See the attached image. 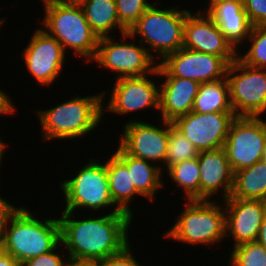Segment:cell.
I'll list each match as a JSON object with an SVG mask.
<instances>
[{
    "instance_id": "6da1fadb",
    "label": "cell",
    "mask_w": 266,
    "mask_h": 266,
    "mask_svg": "<svg viewBox=\"0 0 266 266\" xmlns=\"http://www.w3.org/2000/svg\"><path fill=\"white\" fill-rule=\"evenodd\" d=\"M76 213L61 211L58 215L60 240L68 258L100 261L120 252L130 243L129 227H132L133 218L128 214L95 213V216L89 212L90 215L86 213L81 217L79 212V215Z\"/></svg>"
},
{
    "instance_id": "7a4b0ae2",
    "label": "cell",
    "mask_w": 266,
    "mask_h": 266,
    "mask_svg": "<svg viewBox=\"0 0 266 266\" xmlns=\"http://www.w3.org/2000/svg\"><path fill=\"white\" fill-rule=\"evenodd\" d=\"M102 89L97 94L66 99L61 104L45 109L36 110V118L40 122L43 142L52 140H68L88 137L93 134L103 122ZM100 125V126H99ZM93 132V133H92Z\"/></svg>"
},
{
    "instance_id": "3957f363",
    "label": "cell",
    "mask_w": 266,
    "mask_h": 266,
    "mask_svg": "<svg viewBox=\"0 0 266 266\" xmlns=\"http://www.w3.org/2000/svg\"><path fill=\"white\" fill-rule=\"evenodd\" d=\"M46 218L20 205L0 235V248L21 264L50 252L61 242L60 221L58 216Z\"/></svg>"
},
{
    "instance_id": "277c9868",
    "label": "cell",
    "mask_w": 266,
    "mask_h": 266,
    "mask_svg": "<svg viewBox=\"0 0 266 266\" xmlns=\"http://www.w3.org/2000/svg\"><path fill=\"white\" fill-rule=\"evenodd\" d=\"M41 1V0H40ZM43 16L39 23L50 36L57 39L64 51L70 50L85 63L97 52L98 36L91 30L79 3L64 0H42Z\"/></svg>"
},
{
    "instance_id": "5b68a950",
    "label": "cell",
    "mask_w": 266,
    "mask_h": 266,
    "mask_svg": "<svg viewBox=\"0 0 266 266\" xmlns=\"http://www.w3.org/2000/svg\"><path fill=\"white\" fill-rule=\"evenodd\" d=\"M222 203V204H221ZM169 230L162 234L165 239L191 246H211L214 249L226 239V214L223 201L184 200ZM225 239V240H224ZM219 243V244H218Z\"/></svg>"
},
{
    "instance_id": "8992f818",
    "label": "cell",
    "mask_w": 266,
    "mask_h": 266,
    "mask_svg": "<svg viewBox=\"0 0 266 266\" xmlns=\"http://www.w3.org/2000/svg\"><path fill=\"white\" fill-rule=\"evenodd\" d=\"M160 2V0L156 2L153 0V3L128 31L131 36L137 37L139 42L145 44L149 54L158 63L168 54L183 47L184 23L187 12L190 10V7L182 9L178 4L162 8Z\"/></svg>"
},
{
    "instance_id": "52a82bcc",
    "label": "cell",
    "mask_w": 266,
    "mask_h": 266,
    "mask_svg": "<svg viewBox=\"0 0 266 266\" xmlns=\"http://www.w3.org/2000/svg\"><path fill=\"white\" fill-rule=\"evenodd\" d=\"M101 158H86L87 162L74 171V176L71 174V178L59 183L65 203L62 211L105 213L107 209V213L121 212L112 201L103 154Z\"/></svg>"
},
{
    "instance_id": "ba28073f",
    "label": "cell",
    "mask_w": 266,
    "mask_h": 266,
    "mask_svg": "<svg viewBox=\"0 0 266 266\" xmlns=\"http://www.w3.org/2000/svg\"><path fill=\"white\" fill-rule=\"evenodd\" d=\"M114 36L116 35L99 38L92 64L95 62L100 68L103 67V70L115 73L114 79L144 76L157 69L158 62L149 54L145 46L130 33L118 36V38L121 37L119 41L116 37L114 39ZM131 39L132 41H130Z\"/></svg>"
},
{
    "instance_id": "9c48e42d",
    "label": "cell",
    "mask_w": 266,
    "mask_h": 266,
    "mask_svg": "<svg viewBox=\"0 0 266 266\" xmlns=\"http://www.w3.org/2000/svg\"><path fill=\"white\" fill-rule=\"evenodd\" d=\"M155 76V77H153ZM158 69L144 76L121 77L114 79L111 92L102 91L103 94V120L104 113L118 114L120 117L130 114H140L142 111L156 110L159 113V83ZM150 77V78H149ZM155 78V80H154ZM108 92V93H106ZM110 94L107 104L106 95ZM140 111V113H139Z\"/></svg>"
},
{
    "instance_id": "30bf717a",
    "label": "cell",
    "mask_w": 266,
    "mask_h": 266,
    "mask_svg": "<svg viewBox=\"0 0 266 266\" xmlns=\"http://www.w3.org/2000/svg\"><path fill=\"white\" fill-rule=\"evenodd\" d=\"M226 79L236 116L265 117L266 69L247 66L237 58L229 65Z\"/></svg>"
},
{
    "instance_id": "8fae6325",
    "label": "cell",
    "mask_w": 266,
    "mask_h": 266,
    "mask_svg": "<svg viewBox=\"0 0 266 266\" xmlns=\"http://www.w3.org/2000/svg\"><path fill=\"white\" fill-rule=\"evenodd\" d=\"M265 119L236 116L232 121L223 149L234 173L262 160L266 146Z\"/></svg>"
},
{
    "instance_id": "7c38bea8",
    "label": "cell",
    "mask_w": 266,
    "mask_h": 266,
    "mask_svg": "<svg viewBox=\"0 0 266 266\" xmlns=\"http://www.w3.org/2000/svg\"><path fill=\"white\" fill-rule=\"evenodd\" d=\"M161 120V121H160ZM161 123H151L136 117L123 124V132L116 142L126 154L147 160L164 172V161L168 149L169 121L159 118Z\"/></svg>"
},
{
    "instance_id": "4fadbf2b",
    "label": "cell",
    "mask_w": 266,
    "mask_h": 266,
    "mask_svg": "<svg viewBox=\"0 0 266 266\" xmlns=\"http://www.w3.org/2000/svg\"><path fill=\"white\" fill-rule=\"evenodd\" d=\"M23 48L20 58L24 61L26 72L43 87L57 83L59 76L66 67V52L60 42L50 36L41 27H36Z\"/></svg>"
},
{
    "instance_id": "5bb4252c",
    "label": "cell",
    "mask_w": 266,
    "mask_h": 266,
    "mask_svg": "<svg viewBox=\"0 0 266 266\" xmlns=\"http://www.w3.org/2000/svg\"><path fill=\"white\" fill-rule=\"evenodd\" d=\"M229 65L222 57L182 47L168 54L157 69L159 77H179L202 84L226 78Z\"/></svg>"
},
{
    "instance_id": "9a60e30c",
    "label": "cell",
    "mask_w": 266,
    "mask_h": 266,
    "mask_svg": "<svg viewBox=\"0 0 266 266\" xmlns=\"http://www.w3.org/2000/svg\"><path fill=\"white\" fill-rule=\"evenodd\" d=\"M235 118L234 112L191 111L177 117L172 123L200 152L222 148Z\"/></svg>"
},
{
    "instance_id": "2e32d148",
    "label": "cell",
    "mask_w": 266,
    "mask_h": 266,
    "mask_svg": "<svg viewBox=\"0 0 266 266\" xmlns=\"http://www.w3.org/2000/svg\"><path fill=\"white\" fill-rule=\"evenodd\" d=\"M192 12V13H191ZM188 11L184 23L183 47L224 58L229 64L238 51L223 35L217 24L203 10Z\"/></svg>"
},
{
    "instance_id": "e0dca14e",
    "label": "cell",
    "mask_w": 266,
    "mask_h": 266,
    "mask_svg": "<svg viewBox=\"0 0 266 266\" xmlns=\"http://www.w3.org/2000/svg\"><path fill=\"white\" fill-rule=\"evenodd\" d=\"M226 214V238L232 248L256 241L266 214V201L228 198L223 200ZM229 236V237H228Z\"/></svg>"
},
{
    "instance_id": "ac0fdd59",
    "label": "cell",
    "mask_w": 266,
    "mask_h": 266,
    "mask_svg": "<svg viewBox=\"0 0 266 266\" xmlns=\"http://www.w3.org/2000/svg\"><path fill=\"white\" fill-rule=\"evenodd\" d=\"M197 158L200 175L199 200L214 201L218 196L220 201L228 199L233 190L234 172L223 147L200 151Z\"/></svg>"
},
{
    "instance_id": "d6986e66",
    "label": "cell",
    "mask_w": 266,
    "mask_h": 266,
    "mask_svg": "<svg viewBox=\"0 0 266 266\" xmlns=\"http://www.w3.org/2000/svg\"><path fill=\"white\" fill-rule=\"evenodd\" d=\"M205 6L204 11L217 24L226 39L237 51L241 49L253 27L244 10L243 0H211Z\"/></svg>"
},
{
    "instance_id": "ffe728a7",
    "label": "cell",
    "mask_w": 266,
    "mask_h": 266,
    "mask_svg": "<svg viewBox=\"0 0 266 266\" xmlns=\"http://www.w3.org/2000/svg\"><path fill=\"white\" fill-rule=\"evenodd\" d=\"M159 78V114L156 116L173 122L177 117L191 112L200 83L179 77Z\"/></svg>"
},
{
    "instance_id": "44dd1931",
    "label": "cell",
    "mask_w": 266,
    "mask_h": 266,
    "mask_svg": "<svg viewBox=\"0 0 266 266\" xmlns=\"http://www.w3.org/2000/svg\"><path fill=\"white\" fill-rule=\"evenodd\" d=\"M112 151L127 166L131 181L141 198L154 202L158 191L165 186L163 183L165 177L161 168L147 160L126 154L119 146Z\"/></svg>"
},
{
    "instance_id": "7402d4cb",
    "label": "cell",
    "mask_w": 266,
    "mask_h": 266,
    "mask_svg": "<svg viewBox=\"0 0 266 266\" xmlns=\"http://www.w3.org/2000/svg\"><path fill=\"white\" fill-rule=\"evenodd\" d=\"M105 165L113 203L121 212L134 219L135 213L131 208L132 203L137 196L141 195L136 191L134 183L131 181L127 166L114 153H110L109 157L105 158Z\"/></svg>"
},
{
    "instance_id": "603a6c76",
    "label": "cell",
    "mask_w": 266,
    "mask_h": 266,
    "mask_svg": "<svg viewBox=\"0 0 266 266\" xmlns=\"http://www.w3.org/2000/svg\"><path fill=\"white\" fill-rule=\"evenodd\" d=\"M79 4L98 38L110 37L116 31L120 35L128 32L118 19L115 0H82Z\"/></svg>"
},
{
    "instance_id": "cb8c5ba5",
    "label": "cell",
    "mask_w": 266,
    "mask_h": 266,
    "mask_svg": "<svg viewBox=\"0 0 266 266\" xmlns=\"http://www.w3.org/2000/svg\"><path fill=\"white\" fill-rule=\"evenodd\" d=\"M229 198L266 201V161L234 173V185Z\"/></svg>"
},
{
    "instance_id": "d4e9b609",
    "label": "cell",
    "mask_w": 266,
    "mask_h": 266,
    "mask_svg": "<svg viewBox=\"0 0 266 266\" xmlns=\"http://www.w3.org/2000/svg\"><path fill=\"white\" fill-rule=\"evenodd\" d=\"M191 111L197 113L233 112L227 79L200 84Z\"/></svg>"
},
{
    "instance_id": "484cf974",
    "label": "cell",
    "mask_w": 266,
    "mask_h": 266,
    "mask_svg": "<svg viewBox=\"0 0 266 266\" xmlns=\"http://www.w3.org/2000/svg\"><path fill=\"white\" fill-rule=\"evenodd\" d=\"M164 176L171 178V183L174 182L176 190L184 192L183 200H199L200 175L197 157L172 165L167 172H164Z\"/></svg>"
},
{
    "instance_id": "4316f807",
    "label": "cell",
    "mask_w": 266,
    "mask_h": 266,
    "mask_svg": "<svg viewBox=\"0 0 266 266\" xmlns=\"http://www.w3.org/2000/svg\"><path fill=\"white\" fill-rule=\"evenodd\" d=\"M246 42L245 49L238 50L237 58L247 66L266 69V23L253 26Z\"/></svg>"
},
{
    "instance_id": "83f0119b",
    "label": "cell",
    "mask_w": 266,
    "mask_h": 266,
    "mask_svg": "<svg viewBox=\"0 0 266 266\" xmlns=\"http://www.w3.org/2000/svg\"><path fill=\"white\" fill-rule=\"evenodd\" d=\"M193 143L169 121L168 149L164 161L166 172L172 165L198 157Z\"/></svg>"
},
{
    "instance_id": "f1b7e54d",
    "label": "cell",
    "mask_w": 266,
    "mask_h": 266,
    "mask_svg": "<svg viewBox=\"0 0 266 266\" xmlns=\"http://www.w3.org/2000/svg\"><path fill=\"white\" fill-rule=\"evenodd\" d=\"M228 253L227 266H266V250L257 241L241 244Z\"/></svg>"
},
{
    "instance_id": "f546056e",
    "label": "cell",
    "mask_w": 266,
    "mask_h": 266,
    "mask_svg": "<svg viewBox=\"0 0 266 266\" xmlns=\"http://www.w3.org/2000/svg\"><path fill=\"white\" fill-rule=\"evenodd\" d=\"M117 16L120 23L129 29L152 4L150 0H115Z\"/></svg>"
},
{
    "instance_id": "4dcf8cb0",
    "label": "cell",
    "mask_w": 266,
    "mask_h": 266,
    "mask_svg": "<svg viewBox=\"0 0 266 266\" xmlns=\"http://www.w3.org/2000/svg\"><path fill=\"white\" fill-rule=\"evenodd\" d=\"M62 250L63 252H61ZM67 260L68 255H66V251L60 242L50 252H46L37 257L26 260L22 263V266H66Z\"/></svg>"
},
{
    "instance_id": "1f68e13d",
    "label": "cell",
    "mask_w": 266,
    "mask_h": 266,
    "mask_svg": "<svg viewBox=\"0 0 266 266\" xmlns=\"http://www.w3.org/2000/svg\"><path fill=\"white\" fill-rule=\"evenodd\" d=\"M131 244L126 245L120 252L113 254L103 260L97 261V266H144L136 256L133 255Z\"/></svg>"
},
{
    "instance_id": "d6a6232c",
    "label": "cell",
    "mask_w": 266,
    "mask_h": 266,
    "mask_svg": "<svg viewBox=\"0 0 266 266\" xmlns=\"http://www.w3.org/2000/svg\"><path fill=\"white\" fill-rule=\"evenodd\" d=\"M243 7L252 26L266 23V0H243Z\"/></svg>"
},
{
    "instance_id": "836d02e7",
    "label": "cell",
    "mask_w": 266,
    "mask_h": 266,
    "mask_svg": "<svg viewBox=\"0 0 266 266\" xmlns=\"http://www.w3.org/2000/svg\"><path fill=\"white\" fill-rule=\"evenodd\" d=\"M7 198H3L0 194V235L10 218L19 210L20 207L15 206Z\"/></svg>"
},
{
    "instance_id": "e575fe53",
    "label": "cell",
    "mask_w": 266,
    "mask_h": 266,
    "mask_svg": "<svg viewBox=\"0 0 266 266\" xmlns=\"http://www.w3.org/2000/svg\"><path fill=\"white\" fill-rule=\"evenodd\" d=\"M1 88L2 87H0V116L16 115L17 106L13 103L14 101L11 99V94Z\"/></svg>"
},
{
    "instance_id": "d590c367",
    "label": "cell",
    "mask_w": 266,
    "mask_h": 266,
    "mask_svg": "<svg viewBox=\"0 0 266 266\" xmlns=\"http://www.w3.org/2000/svg\"><path fill=\"white\" fill-rule=\"evenodd\" d=\"M0 266H22V264L0 248Z\"/></svg>"
},
{
    "instance_id": "8d00e7d4",
    "label": "cell",
    "mask_w": 266,
    "mask_h": 266,
    "mask_svg": "<svg viewBox=\"0 0 266 266\" xmlns=\"http://www.w3.org/2000/svg\"><path fill=\"white\" fill-rule=\"evenodd\" d=\"M256 241L258 243H260L264 247V249L266 250V214H265L263 221H262V224L260 226Z\"/></svg>"
},
{
    "instance_id": "74e56055",
    "label": "cell",
    "mask_w": 266,
    "mask_h": 266,
    "mask_svg": "<svg viewBox=\"0 0 266 266\" xmlns=\"http://www.w3.org/2000/svg\"><path fill=\"white\" fill-rule=\"evenodd\" d=\"M66 266H97V261L68 258Z\"/></svg>"
},
{
    "instance_id": "f35d334b",
    "label": "cell",
    "mask_w": 266,
    "mask_h": 266,
    "mask_svg": "<svg viewBox=\"0 0 266 266\" xmlns=\"http://www.w3.org/2000/svg\"><path fill=\"white\" fill-rule=\"evenodd\" d=\"M7 147H8V144H7L6 141H4V139L1 138V136H0V167H1V168H2L3 161H4L3 158H5L4 155L6 154V151L8 150ZM5 150H6V151H5ZM0 171H1V170H0ZM0 173H1V172H0ZM0 176H1V174H0ZM0 179H1V178H0Z\"/></svg>"
},
{
    "instance_id": "ab89813d",
    "label": "cell",
    "mask_w": 266,
    "mask_h": 266,
    "mask_svg": "<svg viewBox=\"0 0 266 266\" xmlns=\"http://www.w3.org/2000/svg\"><path fill=\"white\" fill-rule=\"evenodd\" d=\"M7 19H8V18H4V17L2 18V17H0V28H1V26H2V27L5 26L4 23L6 22ZM3 24H4V25H3Z\"/></svg>"
},
{
    "instance_id": "60d3db41",
    "label": "cell",
    "mask_w": 266,
    "mask_h": 266,
    "mask_svg": "<svg viewBox=\"0 0 266 266\" xmlns=\"http://www.w3.org/2000/svg\"><path fill=\"white\" fill-rule=\"evenodd\" d=\"M71 3H80L82 0H64Z\"/></svg>"
},
{
    "instance_id": "b9f144b4",
    "label": "cell",
    "mask_w": 266,
    "mask_h": 266,
    "mask_svg": "<svg viewBox=\"0 0 266 266\" xmlns=\"http://www.w3.org/2000/svg\"><path fill=\"white\" fill-rule=\"evenodd\" d=\"M262 160L266 161V146H265V149H264V152H263Z\"/></svg>"
}]
</instances>
